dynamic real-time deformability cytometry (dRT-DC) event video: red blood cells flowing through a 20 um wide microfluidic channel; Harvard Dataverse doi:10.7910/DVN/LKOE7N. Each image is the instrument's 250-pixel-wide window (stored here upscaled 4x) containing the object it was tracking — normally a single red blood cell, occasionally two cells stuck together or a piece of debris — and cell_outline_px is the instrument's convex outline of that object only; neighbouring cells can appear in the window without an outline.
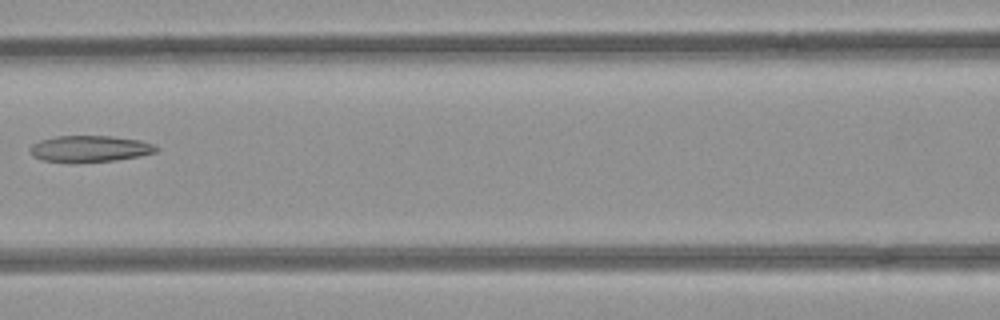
{"species": "common noctule bat (a hibernating species)", "species_latin": "Nyctalus noctula", "temperature_condition": "room temperature", "stored_images_in_passage": 7, "camera_frame_rate_fps": 3000, "um_per_image_px": 0.085, "animal": {"sex": "female", "body_mass_g": 21.9}, "frame": {"image": 1, "passage_image": 7, "time_ms": 2.0, "image_size_px": [1000, 320], "cell_outline_px": [[160, 148], [156, 152], [140, 156], [116, 160], [72, 164], [44, 160], [32, 156], [28, 148], [32, 144], [40, 140], [56, 136], [112, 136], [140, 140], [152, 144]], "centroid_in_image_um": [7.6, 12.66], "position_along_channel_um": 159.0, "area_um2": 19.83}}